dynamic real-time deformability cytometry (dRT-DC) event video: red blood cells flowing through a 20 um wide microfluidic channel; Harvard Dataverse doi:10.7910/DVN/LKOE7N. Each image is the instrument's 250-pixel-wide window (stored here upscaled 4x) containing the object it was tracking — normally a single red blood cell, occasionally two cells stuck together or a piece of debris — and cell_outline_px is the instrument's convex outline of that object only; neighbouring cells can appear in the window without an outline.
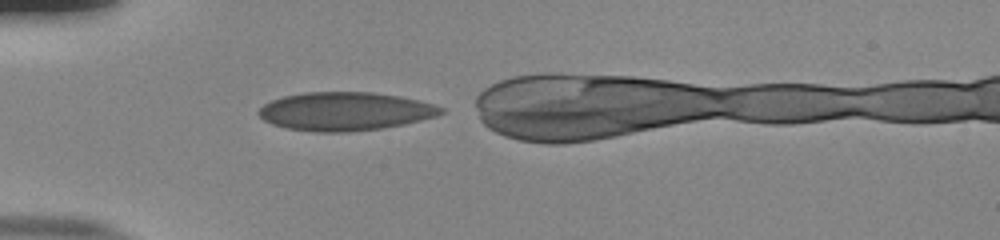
{"species": "human", "species_latin": "Homo sapiens", "temperature_condition": "room temperature", "stored_images_in_passage": 29, "camera_frame_rate_fps": 3000, "um_per_image_px": 0.085, "donor": {"sex": "male"}, "frame": {"image": 1, "passage_image": 1, "time_ms": 0.0, "image_size_px": [1000, 240], "cell_outline_px": [[444, 112], [436, 116], [404, 124], [384, 128], [348, 132], [316, 132], [284, 128], [272, 124], [264, 120], [256, 112], [264, 104], [272, 100], [284, 96], [304, 92], [372, 92], [400, 96], [420, 100], [444, 108]], "centroid_in_image_um": [29.32, 9.47], "position_along_channel_um": 55.7, "area_um2": 40.98}}
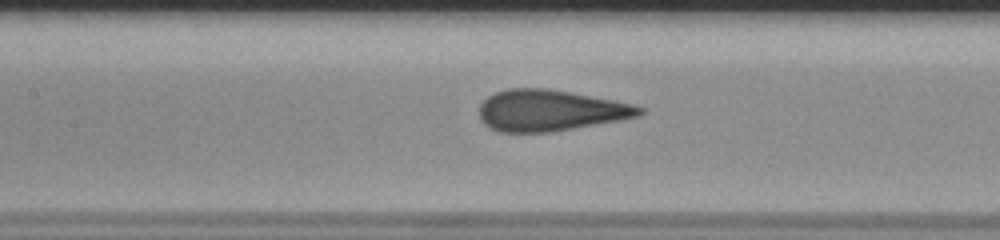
{"frame": {"image": 2, "passage_image": 10, "time_ms": 3.0, "image_size_px": [1000, 240], "cell_outline_px": [[644, 112], [640, 116], [620, 120], [552, 132], [500, 132], [484, 124], [480, 120], [480, 104], [488, 96], [496, 92], [508, 88], [544, 88], [572, 92], [632, 104], [644, 108]], "centroid_in_image_um": [46.76, 9.39], "position_along_channel_um": 160.6, "area_um2": 38.38}}
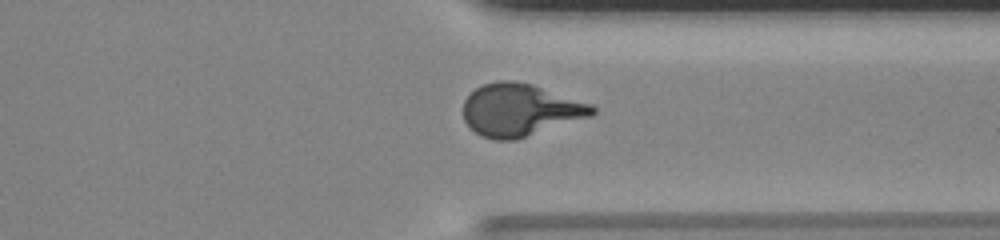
{"frame": {"image": 3, "passage_image": 26, "time_ms": 8.333, "image_size_px": [1000, 240], "cell_outline_px": [[596, 112], [592, 116], [516, 140], [492, 140], [480, 136], [464, 120], [464, 100], [476, 88], [484, 84], [500, 80], [512, 80], [532, 84], [592, 104], [596, 108]], "centroid_in_image_um": [44.23, 9.35], "position_along_channel_um": 367.2, "area_um2": 39.42}}